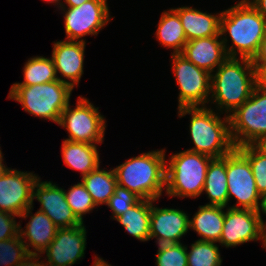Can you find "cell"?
Masks as SVG:
<instances>
[{
    "instance_id": "obj_1",
    "label": "cell",
    "mask_w": 266,
    "mask_h": 266,
    "mask_svg": "<svg viewBox=\"0 0 266 266\" xmlns=\"http://www.w3.org/2000/svg\"><path fill=\"white\" fill-rule=\"evenodd\" d=\"M214 72L209 104L229 116L250 98L257 86V72L252 59L236 57H228Z\"/></svg>"
},
{
    "instance_id": "obj_2",
    "label": "cell",
    "mask_w": 266,
    "mask_h": 266,
    "mask_svg": "<svg viewBox=\"0 0 266 266\" xmlns=\"http://www.w3.org/2000/svg\"><path fill=\"white\" fill-rule=\"evenodd\" d=\"M265 33V19L249 2H238L221 15L220 36L228 57L253 59Z\"/></svg>"
},
{
    "instance_id": "obj_3",
    "label": "cell",
    "mask_w": 266,
    "mask_h": 266,
    "mask_svg": "<svg viewBox=\"0 0 266 266\" xmlns=\"http://www.w3.org/2000/svg\"><path fill=\"white\" fill-rule=\"evenodd\" d=\"M177 109L179 118L191 115L189 132L194 146L187 150L220 158L236 148L231 137L229 116L221 118V113H216L209 105Z\"/></svg>"
},
{
    "instance_id": "obj_4",
    "label": "cell",
    "mask_w": 266,
    "mask_h": 266,
    "mask_svg": "<svg viewBox=\"0 0 266 266\" xmlns=\"http://www.w3.org/2000/svg\"><path fill=\"white\" fill-rule=\"evenodd\" d=\"M165 150L157 149L142 153L113 168L117 184L140 199L159 200L165 191Z\"/></svg>"
},
{
    "instance_id": "obj_5",
    "label": "cell",
    "mask_w": 266,
    "mask_h": 266,
    "mask_svg": "<svg viewBox=\"0 0 266 266\" xmlns=\"http://www.w3.org/2000/svg\"><path fill=\"white\" fill-rule=\"evenodd\" d=\"M166 160L165 194L169 197L197 198L203 194L209 156L184 150Z\"/></svg>"
},
{
    "instance_id": "obj_6",
    "label": "cell",
    "mask_w": 266,
    "mask_h": 266,
    "mask_svg": "<svg viewBox=\"0 0 266 266\" xmlns=\"http://www.w3.org/2000/svg\"><path fill=\"white\" fill-rule=\"evenodd\" d=\"M72 91L68 84L56 80L32 86H11L7 98L20 103L30 115L59 124Z\"/></svg>"
},
{
    "instance_id": "obj_7",
    "label": "cell",
    "mask_w": 266,
    "mask_h": 266,
    "mask_svg": "<svg viewBox=\"0 0 266 266\" xmlns=\"http://www.w3.org/2000/svg\"><path fill=\"white\" fill-rule=\"evenodd\" d=\"M70 102L61 113L59 126L65 128L68 138L65 140L102 144L104 141L106 120L88 98L78 96L75 108H71Z\"/></svg>"
},
{
    "instance_id": "obj_8",
    "label": "cell",
    "mask_w": 266,
    "mask_h": 266,
    "mask_svg": "<svg viewBox=\"0 0 266 266\" xmlns=\"http://www.w3.org/2000/svg\"><path fill=\"white\" fill-rule=\"evenodd\" d=\"M229 121L236 148L266 135V90L257 85L250 98L229 115Z\"/></svg>"
},
{
    "instance_id": "obj_9",
    "label": "cell",
    "mask_w": 266,
    "mask_h": 266,
    "mask_svg": "<svg viewBox=\"0 0 266 266\" xmlns=\"http://www.w3.org/2000/svg\"><path fill=\"white\" fill-rule=\"evenodd\" d=\"M172 70L178 85V107L207 106L211 95V74L181 54H171Z\"/></svg>"
},
{
    "instance_id": "obj_10",
    "label": "cell",
    "mask_w": 266,
    "mask_h": 266,
    "mask_svg": "<svg viewBox=\"0 0 266 266\" xmlns=\"http://www.w3.org/2000/svg\"><path fill=\"white\" fill-rule=\"evenodd\" d=\"M59 10L63 11L67 41L86 42L85 36H97L113 19L107 0H89L78 7H60Z\"/></svg>"
},
{
    "instance_id": "obj_11",
    "label": "cell",
    "mask_w": 266,
    "mask_h": 266,
    "mask_svg": "<svg viewBox=\"0 0 266 266\" xmlns=\"http://www.w3.org/2000/svg\"><path fill=\"white\" fill-rule=\"evenodd\" d=\"M226 174L228 184V202L236 203L230 208L258 211L261 195L258 193L249 160L235 148L226 155Z\"/></svg>"
},
{
    "instance_id": "obj_12",
    "label": "cell",
    "mask_w": 266,
    "mask_h": 266,
    "mask_svg": "<svg viewBox=\"0 0 266 266\" xmlns=\"http://www.w3.org/2000/svg\"><path fill=\"white\" fill-rule=\"evenodd\" d=\"M251 241H261L263 249L265 248L266 228L258 211L226 207L218 244L232 248Z\"/></svg>"
},
{
    "instance_id": "obj_13",
    "label": "cell",
    "mask_w": 266,
    "mask_h": 266,
    "mask_svg": "<svg viewBox=\"0 0 266 266\" xmlns=\"http://www.w3.org/2000/svg\"><path fill=\"white\" fill-rule=\"evenodd\" d=\"M39 178L34 172L8 168L0 177V211L20 216L33 204V186Z\"/></svg>"
},
{
    "instance_id": "obj_14",
    "label": "cell",
    "mask_w": 266,
    "mask_h": 266,
    "mask_svg": "<svg viewBox=\"0 0 266 266\" xmlns=\"http://www.w3.org/2000/svg\"><path fill=\"white\" fill-rule=\"evenodd\" d=\"M85 224L60 228L51 244L41 253L45 266H72L84 258L87 244Z\"/></svg>"
},
{
    "instance_id": "obj_15",
    "label": "cell",
    "mask_w": 266,
    "mask_h": 266,
    "mask_svg": "<svg viewBox=\"0 0 266 266\" xmlns=\"http://www.w3.org/2000/svg\"><path fill=\"white\" fill-rule=\"evenodd\" d=\"M34 199L40 203L39 211L44 212L60 228L83 224L72 212L65 198V189L52 181H42L39 177L33 186Z\"/></svg>"
},
{
    "instance_id": "obj_16",
    "label": "cell",
    "mask_w": 266,
    "mask_h": 266,
    "mask_svg": "<svg viewBox=\"0 0 266 266\" xmlns=\"http://www.w3.org/2000/svg\"><path fill=\"white\" fill-rule=\"evenodd\" d=\"M152 200L150 217V239H156V244L180 243L183 236L189 232V215L183 210L160 208Z\"/></svg>"
},
{
    "instance_id": "obj_17",
    "label": "cell",
    "mask_w": 266,
    "mask_h": 266,
    "mask_svg": "<svg viewBox=\"0 0 266 266\" xmlns=\"http://www.w3.org/2000/svg\"><path fill=\"white\" fill-rule=\"evenodd\" d=\"M53 43L51 58L57 79L68 84L72 89L78 87L84 74L86 42L60 40Z\"/></svg>"
},
{
    "instance_id": "obj_18",
    "label": "cell",
    "mask_w": 266,
    "mask_h": 266,
    "mask_svg": "<svg viewBox=\"0 0 266 266\" xmlns=\"http://www.w3.org/2000/svg\"><path fill=\"white\" fill-rule=\"evenodd\" d=\"M33 209V205L29 206L19 216L21 219L30 218L24 229L19 225V234L29 254H41L51 244L59 228L44 212L38 210L33 215Z\"/></svg>"
},
{
    "instance_id": "obj_19",
    "label": "cell",
    "mask_w": 266,
    "mask_h": 266,
    "mask_svg": "<svg viewBox=\"0 0 266 266\" xmlns=\"http://www.w3.org/2000/svg\"><path fill=\"white\" fill-rule=\"evenodd\" d=\"M181 55L210 74L228 58L220 34L187 41Z\"/></svg>"
},
{
    "instance_id": "obj_20",
    "label": "cell",
    "mask_w": 266,
    "mask_h": 266,
    "mask_svg": "<svg viewBox=\"0 0 266 266\" xmlns=\"http://www.w3.org/2000/svg\"><path fill=\"white\" fill-rule=\"evenodd\" d=\"M179 15L187 41L220 34V13L202 12L191 6L173 8Z\"/></svg>"
},
{
    "instance_id": "obj_21",
    "label": "cell",
    "mask_w": 266,
    "mask_h": 266,
    "mask_svg": "<svg viewBox=\"0 0 266 266\" xmlns=\"http://www.w3.org/2000/svg\"><path fill=\"white\" fill-rule=\"evenodd\" d=\"M224 206L200 205L198 211L189 218V229L195 231L201 241L218 243L222 235L225 218Z\"/></svg>"
},
{
    "instance_id": "obj_22",
    "label": "cell",
    "mask_w": 266,
    "mask_h": 266,
    "mask_svg": "<svg viewBox=\"0 0 266 266\" xmlns=\"http://www.w3.org/2000/svg\"><path fill=\"white\" fill-rule=\"evenodd\" d=\"M97 144L63 140L62 158L64 164L81 173V177L95 170L101 163Z\"/></svg>"
},
{
    "instance_id": "obj_23",
    "label": "cell",
    "mask_w": 266,
    "mask_h": 266,
    "mask_svg": "<svg viewBox=\"0 0 266 266\" xmlns=\"http://www.w3.org/2000/svg\"><path fill=\"white\" fill-rule=\"evenodd\" d=\"M155 36L161 47L172 49L171 54H181L183 51L187 38L179 15L173 8L162 12Z\"/></svg>"
},
{
    "instance_id": "obj_24",
    "label": "cell",
    "mask_w": 266,
    "mask_h": 266,
    "mask_svg": "<svg viewBox=\"0 0 266 266\" xmlns=\"http://www.w3.org/2000/svg\"><path fill=\"white\" fill-rule=\"evenodd\" d=\"M204 192L209 199L207 205L229 206L226 155L210 161L203 187Z\"/></svg>"
},
{
    "instance_id": "obj_25",
    "label": "cell",
    "mask_w": 266,
    "mask_h": 266,
    "mask_svg": "<svg viewBox=\"0 0 266 266\" xmlns=\"http://www.w3.org/2000/svg\"><path fill=\"white\" fill-rule=\"evenodd\" d=\"M151 205L152 200L140 199L114 220L119 222L129 235L141 242H147L150 240Z\"/></svg>"
},
{
    "instance_id": "obj_26",
    "label": "cell",
    "mask_w": 266,
    "mask_h": 266,
    "mask_svg": "<svg viewBox=\"0 0 266 266\" xmlns=\"http://www.w3.org/2000/svg\"><path fill=\"white\" fill-rule=\"evenodd\" d=\"M106 169L100 168L99 165L95 170L83 176L81 179V182L86 187V190L91 195L97 207L108 203L117 185L113 168L112 170Z\"/></svg>"
},
{
    "instance_id": "obj_27",
    "label": "cell",
    "mask_w": 266,
    "mask_h": 266,
    "mask_svg": "<svg viewBox=\"0 0 266 266\" xmlns=\"http://www.w3.org/2000/svg\"><path fill=\"white\" fill-rule=\"evenodd\" d=\"M23 77V82L13 83L11 86H32L58 80L53 59L38 55L25 62Z\"/></svg>"
},
{
    "instance_id": "obj_28",
    "label": "cell",
    "mask_w": 266,
    "mask_h": 266,
    "mask_svg": "<svg viewBox=\"0 0 266 266\" xmlns=\"http://www.w3.org/2000/svg\"><path fill=\"white\" fill-rule=\"evenodd\" d=\"M187 251V266H221L222 258L216 242L196 240Z\"/></svg>"
},
{
    "instance_id": "obj_29",
    "label": "cell",
    "mask_w": 266,
    "mask_h": 266,
    "mask_svg": "<svg viewBox=\"0 0 266 266\" xmlns=\"http://www.w3.org/2000/svg\"><path fill=\"white\" fill-rule=\"evenodd\" d=\"M65 198L75 216L84 223V215L90 214L97 206L82 182L74 184L65 190Z\"/></svg>"
},
{
    "instance_id": "obj_30",
    "label": "cell",
    "mask_w": 266,
    "mask_h": 266,
    "mask_svg": "<svg viewBox=\"0 0 266 266\" xmlns=\"http://www.w3.org/2000/svg\"><path fill=\"white\" fill-rule=\"evenodd\" d=\"M237 149L249 160L257 191L261 196L264 195L266 193V155L259 153L251 145Z\"/></svg>"
},
{
    "instance_id": "obj_31",
    "label": "cell",
    "mask_w": 266,
    "mask_h": 266,
    "mask_svg": "<svg viewBox=\"0 0 266 266\" xmlns=\"http://www.w3.org/2000/svg\"><path fill=\"white\" fill-rule=\"evenodd\" d=\"M188 246L180 243L160 244L155 255L157 266H187Z\"/></svg>"
},
{
    "instance_id": "obj_32",
    "label": "cell",
    "mask_w": 266,
    "mask_h": 266,
    "mask_svg": "<svg viewBox=\"0 0 266 266\" xmlns=\"http://www.w3.org/2000/svg\"><path fill=\"white\" fill-rule=\"evenodd\" d=\"M28 254L20 234L0 241V266H16Z\"/></svg>"
},
{
    "instance_id": "obj_33",
    "label": "cell",
    "mask_w": 266,
    "mask_h": 266,
    "mask_svg": "<svg viewBox=\"0 0 266 266\" xmlns=\"http://www.w3.org/2000/svg\"><path fill=\"white\" fill-rule=\"evenodd\" d=\"M140 198L120 185H116L114 194L109 198L106 206L112 210L113 220L125 213L131 206L137 203Z\"/></svg>"
},
{
    "instance_id": "obj_34",
    "label": "cell",
    "mask_w": 266,
    "mask_h": 266,
    "mask_svg": "<svg viewBox=\"0 0 266 266\" xmlns=\"http://www.w3.org/2000/svg\"><path fill=\"white\" fill-rule=\"evenodd\" d=\"M15 217L19 216L0 211V241L11 239L19 234L20 221L17 223Z\"/></svg>"
},
{
    "instance_id": "obj_35",
    "label": "cell",
    "mask_w": 266,
    "mask_h": 266,
    "mask_svg": "<svg viewBox=\"0 0 266 266\" xmlns=\"http://www.w3.org/2000/svg\"><path fill=\"white\" fill-rule=\"evenodd\" d=\"M253 66H266V33L262 38L257 54L252 59Z\"/></svg>"
},
{
    "instance_id": "obj_36",
    "label": "cell",
    "mask_w": 266,
    "mask_h": 266,
    "mask_svg": "<svg viewBox=\"0 0 266 266\" xmlns=\"http://www.w3.org/2000/svg\"><path fill=\"white\" fill-rule=\"evenodd\" d=\"M41 254H28L19 264L16 266H45L44 260ZM40 260V261H39Z\"/></svg>"
},
{
    "instance_id": "obj_37",
    "label": "cell",
    "mask_w": 266,
    "mask_h": 266,
    "mask_svg": "<svg viewBox=\"0 0 266 266\" xmlns=\"http://www.w3.org/2000/svg\"><path fill=\"white\" fill-rule=\"evenodd\" d=\"M257 72V85L266 90V66H254Z\"/></svg>"
},
{
    "instance_id": "obj_38",
    "label": "cell",
    "mask_w": 266,
    "mask_h": 266,
    "mask_svg": "<svg viewBox=\"0 0 266 266\" xmlns=\"http://www.w3.org/2000/svg\"><path fill=\"white\" fill-rule=\"evenodd\" d=\"M249 3L265 19L266 22V0H250Z\"/></svg>"
},
{
    "instance_id": "obj_39",
    "label": "cell",
    "mask_w": 266,
    "mask_h": 266,
    "mask_svg": "<svg viewBox=\"0 0 266 266\" xmlns=\"http://www.w3.org/2000/svg\"><path fill=\"white\" fill-rule=\"evenodd\" d=\"M250 145L259 153L266 155V135L260 136Z\"/></svg>"
},
{
    "instance_id": "obj_40",
    "label": "cell",
    "mask_w": 266,
    "mask_h": 266,
    "mask_svg": "<svg viewBox=\"0 0 266 266\" xmlns=\"http://www.w3.org/2000/svg\"><path fill=\"white\" fill-rule=\"evenodd\" d=\"M258 213H259V215L261 217V221H262L264 227L266 228V222H264V220L262 218L263 217L262 214L266 216V193L261 196V201H260V206H259V209H258Z\"/></svg>"
},
{
    "instance_id": "obj_41",
    "label": "cell",
    "mask_w": 266,
    "mask_h": 266,
    "mask_svg": "<svg viewBox=\"0 0 266 266\" xmlns=\"http://www.w3.org/2000/svg\"><path fill=\"white\" fill-rule=\"evenodd\" d=\"M89 0H62L61 7H78Z\"/></svg>"
},
{
    "instance_id": "obj_42",
    "label": "cell",
    "mask_w": 266,
    "mask_h": 266,
    "mask_svg": "<svg viewBox=\"0 0 266 266\" xmlns=\"http://www.w3.org/2000/svg\"><path fill=\"white\" fill-rule=\"evenodd\" d=\"M92 266H112L111 264H108L102 257H97L94 255V261Z\"/></svg>"
},
{
    "instance_id": "obj_43",
    "label": "cell",
    "mask_w": 266,
    "mask_h": 266,
    "mask_svg": "<svg viewBox=\"0 0 266 266\" xmlns=\"http://www.w3.org/2000/svg\"><path fill=\"white\" fill-rule=\"evenodd\" d=\"M8 169V166H6V163L4 164L3 157H0V177L6 172Z\"/></svg>"
},
{
    "instance_id": "obj_44",
    "label": "cell",
    "mask_w": 266,
    "mask_h": 266,
    "mask_svg": "<svg viewBox=\"0 0 266 266\" xmlns=\"http://www.w3.org/2000/svg\"><path fill=\"white\" fill-rule=\"evenodd\" d=\"M43 1L47 3H51V4L55 3L58 9L61 7V4H62V0H43Z\"/></svg>"
},
{
    "instance_id": "obj_45",
    "label": "cell",
    "mask_w": 266,
    "mask_h": 266,
    "mask_svg": "<svg viewBox=\"0 0 266 266\" xmlns=\"http://www.w3.org/2000/svg\"><path fill=\"white\" fill-rule=\"evenodd\" d=\"M250 0H240V1H238V2H241V3H243V2H249Z\"/></svg>"
},
{
    "instance_id": "obj_46",
    "label": "cell",
    "mask_w": 266,
    "mask_h": 266,
    "mask_svg": "<svg viewBox=\"0 0 266 266\" xmlns=\"http://www.w3.org/2000/svg\"><path fill=\"white\" fill-rule=\"evenodd\" d=\"M0 157H4L2 154L1 146H0Z\"/></svg>"
}]
</instances>
